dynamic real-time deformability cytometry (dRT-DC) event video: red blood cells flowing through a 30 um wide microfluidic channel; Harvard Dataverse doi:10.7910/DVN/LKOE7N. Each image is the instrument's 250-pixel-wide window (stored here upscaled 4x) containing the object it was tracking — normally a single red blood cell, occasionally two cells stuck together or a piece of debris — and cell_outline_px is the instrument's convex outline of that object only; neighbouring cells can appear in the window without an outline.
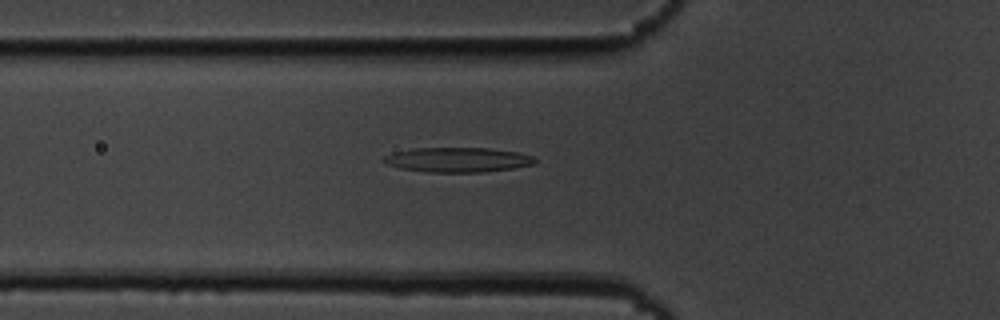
{"species": "common noctule bat (a hibernating species)", "species_latin": "Nyctalus noctula", "temperature_condition": "cold", "stored_images_in_passage": 54, "camera_frame_rate_fps": 3000, "um_per_image_px": 0.085, "animal": {"sex": "male", "body_mass_g": 19.5, "forearm_length_mm": 54.6}, "frame": {"image": 1, "passage_image": 18, "time_ms": 5.667, "image_size_px": [1000, 320], "cell_outline_px": [[536, 164], [512, 168], [484, 172], [428, 172], [400, 168], [388, 164], [380, 160], [384, 156], [392, 152], [412, 148], [488, 148], [516, 152], [532, 156], [536, 160]], "centroid_in_image_um": [38.87, 13.58], "position_along_channel_um": 86.9, "area_um2": 21.79}}
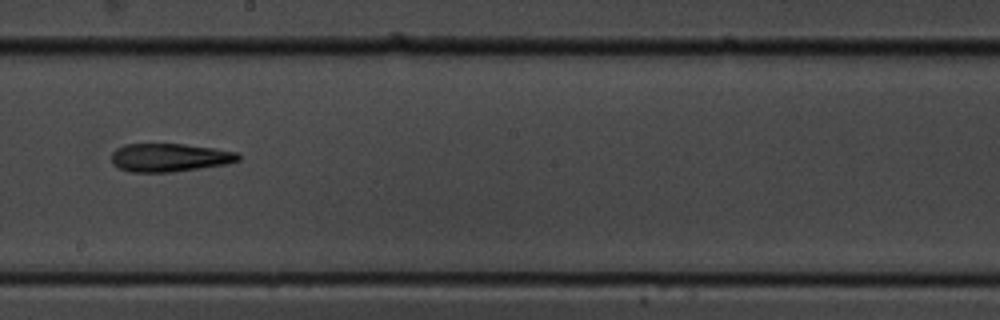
{"frame": {"image": 2, "passage_image": 30, "time_ms": 9.667, "image_size_px": [1000, 320], "cell_outline_px": [[240, 160], [228, 164], [172, 172], [132, 172], [120, 168], [112, 164], [112, 152], [116, 148], [124, 144], [184, 144], [212, 148], [236, 152], [240, 156]], "centroid_in_image_um": [14.4, 13.39], "position_along_channel_um": 233.8, "area_um2": 20.87}}
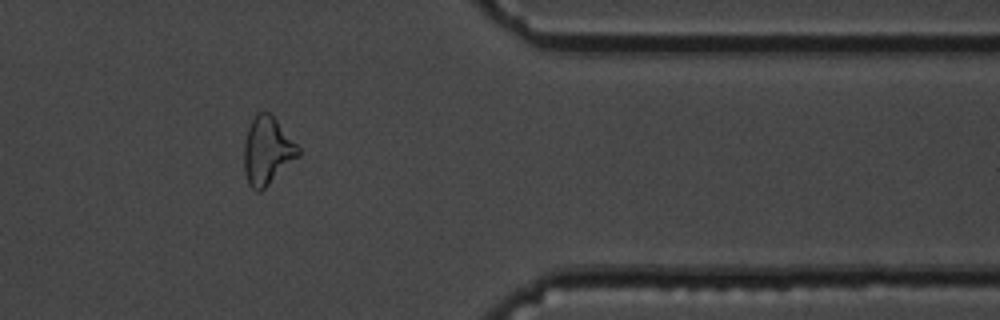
{"frame": {"image": 3, "passage_image": 44, "time_ms": 14.333, "image_size_px": [1000, 320], "cell_outline_px": [[300, 156], [260, 192], [256, 192], [248, 184], [244, 168], [244, 144], [248, 128], [256, 112], [268, 112], [276, 120], [300, 148]], "centroid_in_image_um": [22.71, 12.84], "position_along_channel_um": 388.7, "area_um2": 21.27}, "authors_computed_cell_mechanics": {"area_um2": 21.3571, "velocity_mm_per_s": 3.6609, "shape_relaxation_time_tau1_ms": 7.4179, "shape_relaxation_time_tau2_ms": 6.0876, "deformation_change_tau1": 0.2026, "deformation_change_tau2": 0.1894}}